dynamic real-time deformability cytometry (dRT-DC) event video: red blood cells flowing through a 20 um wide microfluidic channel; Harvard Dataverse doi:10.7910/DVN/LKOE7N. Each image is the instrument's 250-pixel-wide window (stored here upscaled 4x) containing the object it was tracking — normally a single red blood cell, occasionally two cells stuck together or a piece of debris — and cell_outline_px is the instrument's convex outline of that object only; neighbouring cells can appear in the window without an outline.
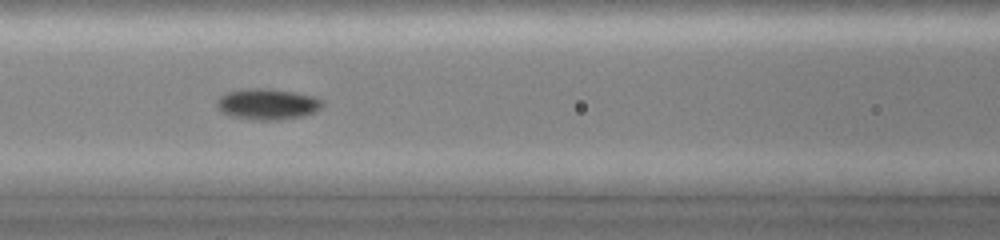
{"species": "common noctule bat (a hibernating species)", "species_latin": "Nyctalus noctula", "temperature_condition": "cold", "stored_images_in_passage": 60, "camera_frame_rate_fps": 3000, "um_per_image_px": 0.085, "animal": {"sex": "female", "body_mass_g": 19.0, "forearm_length_mm": 51.5}, "frame": {"image": 1, "passage_image": 12, "time_ms": 1.667, "image_size_px": [1000, 240], "cell_outline_px": [[324, 104], [316, 112], [304, 116], [276, 120], [256, 120], [232, 116], [224, 112], [216, 104], [216, 100], [220, 96], [228, 92], [248, 88], [268, 88], [296, 92], [316, 96], [324, 100]], "centroid_in_image_um": [22.81, 8.84], "position_along_channel_um": 143.8, "area_um2": 19.19}}
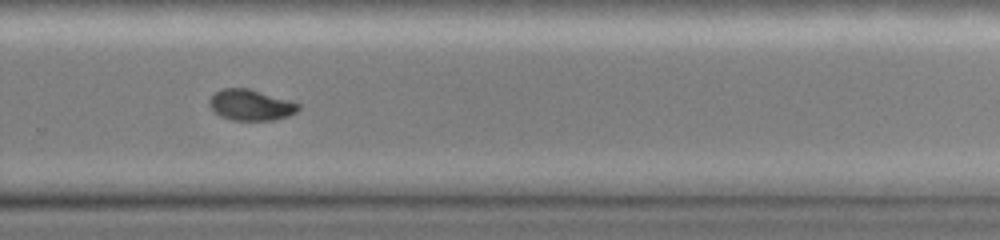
{"frame": {"image": 2, "passage_image": 38, "time_ms": 5.667, "image_size_px": [1000, 240], "cell_outline_px": [[300, 108], [296, 112], [288, 116], [272, 120], [232, 120], [220, 116], [208, 104], [208, 100], [216, 92], [224, 88], [248, 88], [288, 100], [300, 104]], "centroid_in_image_um": [21.31, 8.93], "position_along_channel_um": 308.5, "area_um2": 15.84}}
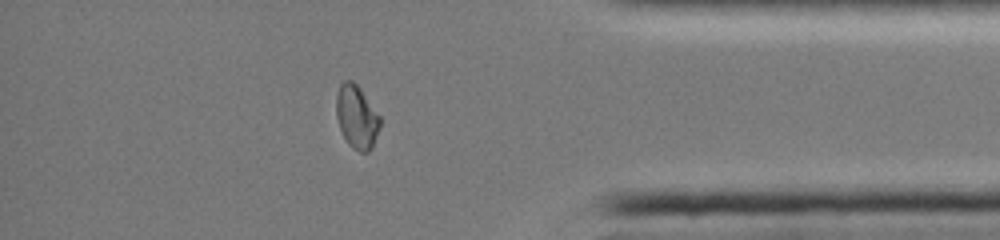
{"frame": {"image": 3, "passage_image": 53, "time_ms": 8.333, "image_size_px": [1000, 240], "cell_outline_px": [[380, 128], [372, 148], [368, 152], [360, 152], [352, 148], [348, 144], [340, 128], [336, 116], [336, 96], [340, 84], [344, 80], [352, 80], [360, 88], [380, 116]], "centroid_in_image_um": [30.32, 9.94], "position_along_channel_um": 404.9, "area_um2": 16.18}}